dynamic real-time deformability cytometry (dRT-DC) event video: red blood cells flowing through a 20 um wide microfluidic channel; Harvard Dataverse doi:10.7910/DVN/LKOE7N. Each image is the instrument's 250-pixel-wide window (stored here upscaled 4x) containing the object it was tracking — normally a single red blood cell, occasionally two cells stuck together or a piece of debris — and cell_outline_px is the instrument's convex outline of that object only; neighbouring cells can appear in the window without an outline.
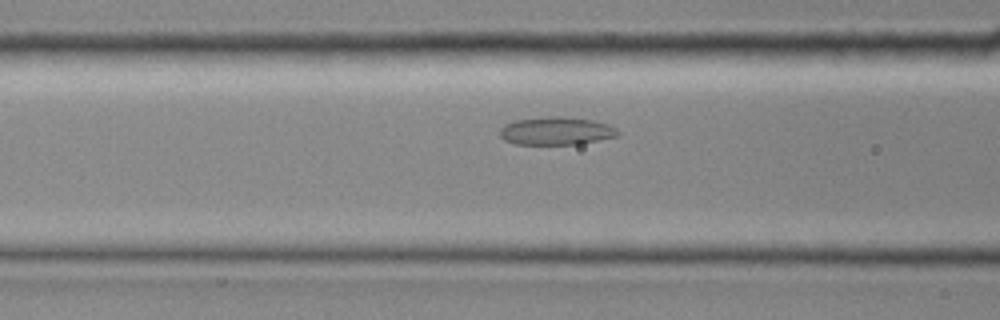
{"species": "common noctule bat (a hibernating species)", "species_latin": "Nyctalus noctula", "temperature_condition": "room temperature", "stored_images_in_passage": 29, "segment_of_instrument_passage": [1, 2], "camera_frame_rate_fps": 3000, "um_per_image_px": 0.085, "animal": {"sex": "female", "body_mass_g": 19.0, "forearm_length_mm": 51.5}, "frame": {"image": 1, "passage_image": 5, "time_ms": 1.333, "image_size_px": [1000, 320], "cell_outline_px": [[620, 132], [616, 136], [580, 144], [516, 144], [504, 140], [500, 136], [500, 128], [504, 124], [516, 120], [548, 116], [564, 116], [592, 120], [608, 124], [616, 128]], "centroid_in_image_um": [47.26, 11.12], "position_along_channel_um": 119.3, "area_um2": 19.25}}
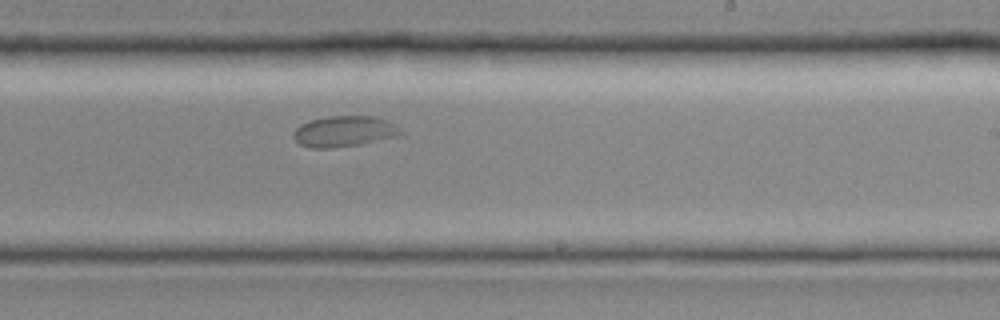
{"frame": {"image": 2, "passage_image": 15, "time_ms": 4.667, "image_size_px": [1000, 320], "cell_outline_px": [[404, 132], [400, 136], [360, 144], [332, 148], [312, 148], [300, 144], [292, 136], [292, 132], [300, 124], [312, 120], [328, 116], [376, 116], [388, 120], [396, 124]], "centroid_in_image_um": [29.3, 11.16], "position_along_channel_um": 259.7, "area_um2": 19.48}}
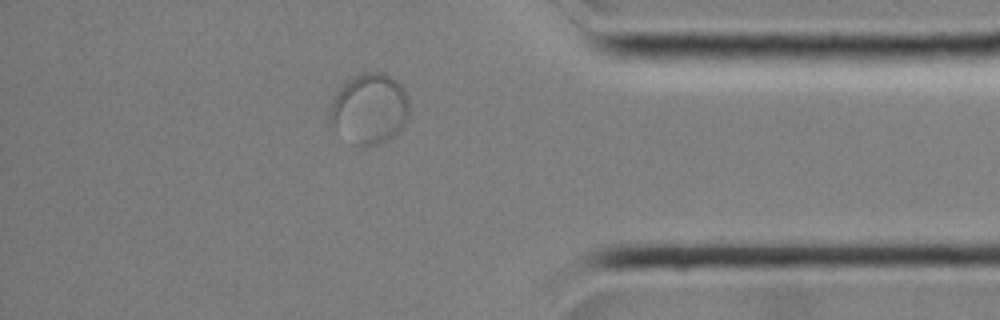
{"frame": {"image": 3, "passage_image": 26, "time_ms": 8.333, "image_size_px": [1000, 320], "cell_outline_px": [[408, 116], [400, 132], [388, 140], [380, 144], [368, 148], [356, 148], [328, 124], [328, 108], [336, 92], [344, 80], [360, 72], [384, 72], [396, 80], [400, 84], [408, 96]], "centroid_in_image_um": [31.34, 9.28], "position_along_channel_um": 403.9, "area_um2": 33.99}}